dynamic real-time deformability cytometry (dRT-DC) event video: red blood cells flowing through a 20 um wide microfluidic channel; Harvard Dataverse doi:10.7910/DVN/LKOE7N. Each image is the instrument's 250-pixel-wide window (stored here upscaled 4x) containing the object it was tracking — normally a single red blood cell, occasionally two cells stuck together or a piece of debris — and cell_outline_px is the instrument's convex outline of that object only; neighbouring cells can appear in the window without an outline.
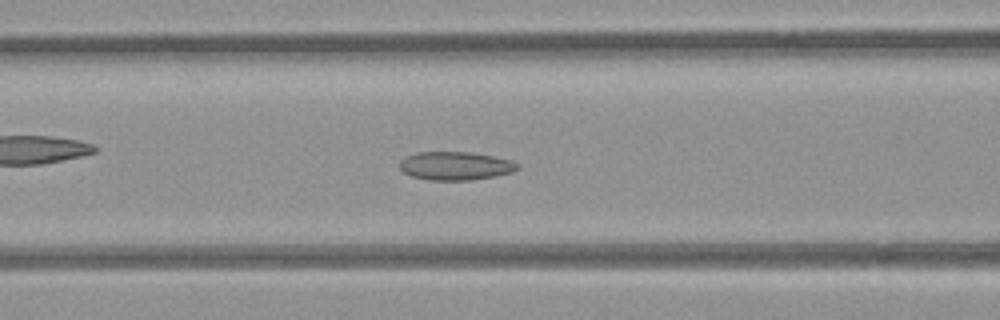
{"species": "common noctule bat (a hibernating species)", "species_latin": "Nyctalus noctula", "temperature_condition": "room temperature", "stored_images_in_passage": 54, "camera_frame_rate_fps": 3000, "um_per_image_px": 0.085, "animal": {"sex": "female", "body_mass_g": 21.9}, "frame": {"image": 1, "passage_image": 21, "time_ms": 6.667, "image_size_px": [1000, 320], "cell_outline_px": [[520, 168], [512, 172], [496, 176], [472, 180], [428, 180], [412, 176], [404, 172], [400, 168], [400, 160], [404, 156], [416, 152], [472, 152], [512, 160], [520, 164]], "centroid_in_image_um": [38.73, 14.09], "position_along_channel_um": 127.9, "area_um2": 19.71}}
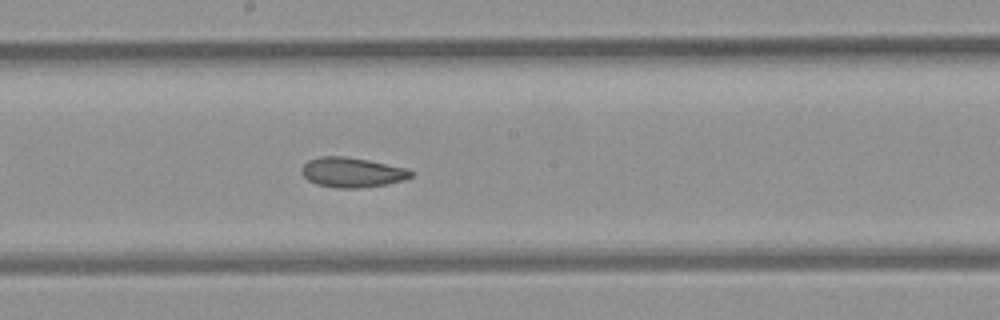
{"frame": {"image": 2, "passage_image": 28, "time_ms": 9.0, "image_size_px": [1000, 320], "cell_outline_px": [[412, 176], [404, 180], [388, 184], [356, 188], [336, 188], [316, 184], [308, 180], [300, 172], [300, 168], [308, 160], [320, 156], [344, 156], [368, 160], [408, 168], [412, 172]], "centroid_in_image_um": [29.9, 14.65], "position_along_channel_um": 218.3, "area_um2": 19.13}}
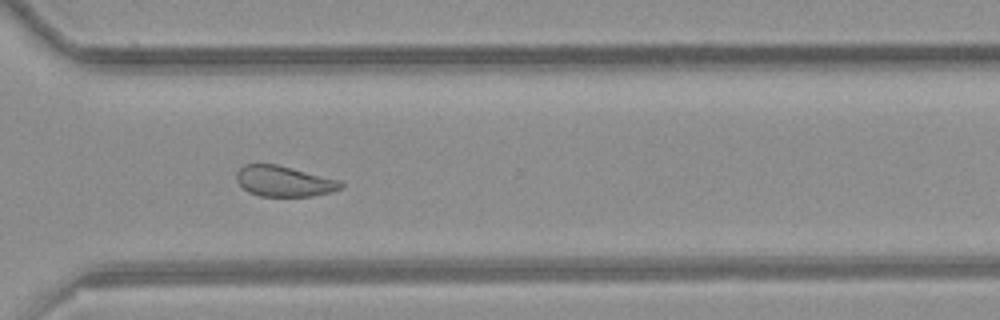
{"frame": {"image": 3, "passage_image": 38, "time_ms": 12.333, "image_size_px": [1000, 320], "cell_outline_px": [[344, 188], [332, 192], [312, 196], [260, 196], [248, 192], [236, 180], [236, 172], [244, 164], [276, 164], [340, 180], [344, 184]], "centroid_in_image_um": [24.16, 15.41], "position_along_channel_um": 346.4, "area_um2": 18.67}, "authors_computed_cell_mechanics": {"area_um2": 20.6635, "velocity_mm_per_s": 3.8637, "shape_relaxation_time_tau1_ms": null, "shape_relaxation_time_tau2_ms": 2.4997, "deformation_change_tau1": null, "deformation_change_tau2": 0.0795}}